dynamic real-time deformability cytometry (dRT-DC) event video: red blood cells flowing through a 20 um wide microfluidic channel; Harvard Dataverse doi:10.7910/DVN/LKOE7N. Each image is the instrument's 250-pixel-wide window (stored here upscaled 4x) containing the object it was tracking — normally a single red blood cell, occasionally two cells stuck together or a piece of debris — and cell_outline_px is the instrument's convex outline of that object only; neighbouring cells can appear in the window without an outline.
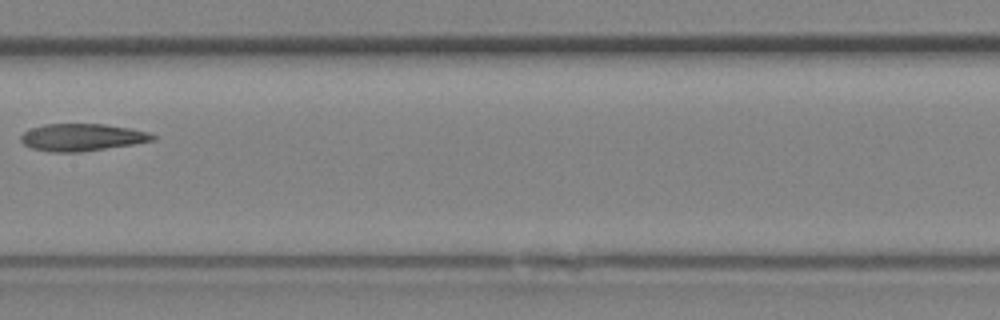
{"species": "Egyptian fruit bat (a non-hibernating species)", "species_latin": "Rousettus aegyptiacus", "temperature_condition": "room temperature", "stored_images_in_passage": 14, "camera_frame_rate_fps": 3000, "um_per_image_px": 0.085, "animal": {"sex": "female"}, "frame": {"image": 1, "passage_image": 8, "time_ms": 2.333, "image_size_px": [1000, 320], "cell_outline_px": [[156, 140], [132, 144], [80, 152], [48, 152], [32, 148], [24, 144], [20, 140], [20, 136], [24, 132], [32, 128], [44, 124], [104, 124], [132, 128], [148, 132], [156, 136]], "centroid_in_image_um": [6.97, 11.67], "position_along_channel_um": 200.4, "area_um2": 20.92}}